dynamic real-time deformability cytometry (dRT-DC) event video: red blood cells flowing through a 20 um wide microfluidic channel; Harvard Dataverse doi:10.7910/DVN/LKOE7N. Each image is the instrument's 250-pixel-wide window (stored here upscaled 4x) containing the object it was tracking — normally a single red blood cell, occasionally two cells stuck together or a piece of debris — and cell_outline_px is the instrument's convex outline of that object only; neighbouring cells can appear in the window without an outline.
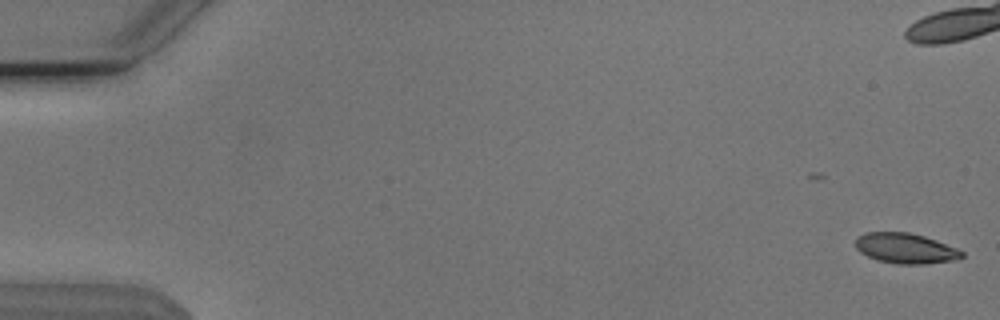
{"species": "Egyptian fruit bat (a non-hibernating species)", "species_latin": "Rousettus aegyptiacus", "temperature_condition": "cold", "stored_images_in_passage": 3, "camera_frame_rate_fps": 3000, "um_per_image_px": 0.085, "animal": {"sex": "male"}, "frame": {"image": 1, "passage_image": 3, "time_ms": 0.667, "image_size_px": [1000, 320], "cell_outline_px": [[964, 256], [952, 260], [924, 264], [896, 264], [880, 260], [868, 256], [860, 252], [856, 248], [856, 236], [868, 232], [908, 232], [924, 236], [936, 240], [956, 248], [964, 252]], "centroid_in_image_um": [76.95, 21.1], "position_along_channel_um": 8.0, "area_um2": 18.61}}